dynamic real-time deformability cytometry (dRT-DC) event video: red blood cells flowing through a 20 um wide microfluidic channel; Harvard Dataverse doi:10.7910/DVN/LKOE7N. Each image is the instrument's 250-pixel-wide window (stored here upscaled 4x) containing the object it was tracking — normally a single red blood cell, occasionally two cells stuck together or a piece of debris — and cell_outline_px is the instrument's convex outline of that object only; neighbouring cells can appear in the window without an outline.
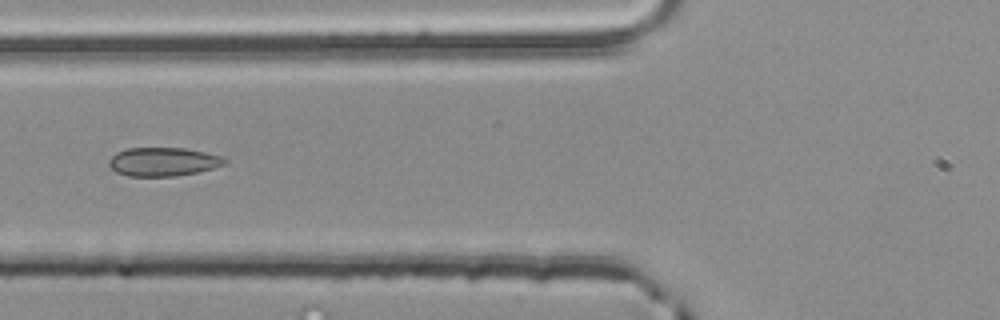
{"species": "common noctule bat (a hibernating species)", "species_latin": "Nyctalus noctula", "temperature_condition": "room temperature", "stored_images_in_passage": 3, "camera_frame_rate_fps": 3000, "um_per_image_px": 0.085, "animal": {"sex": "male", "body_mass_g": 20.4}, "frame": {"image": 1, "passage_image": 3, "time_ms": 0.667, "image_size_px": [1000, 320], "cell_outline_px": [[228, 160], [224, 164], [212, 168], [196, 172], [176, 176], [128, 176], [116, 172], [108, 164], [108, 160], [116, 152], [128, 148], [184, 148], [224, 156]], "centroid_in_image_um": [13.86, 13.74], "position_along_channel_um": 111.9, "area_um2": 19.31}}